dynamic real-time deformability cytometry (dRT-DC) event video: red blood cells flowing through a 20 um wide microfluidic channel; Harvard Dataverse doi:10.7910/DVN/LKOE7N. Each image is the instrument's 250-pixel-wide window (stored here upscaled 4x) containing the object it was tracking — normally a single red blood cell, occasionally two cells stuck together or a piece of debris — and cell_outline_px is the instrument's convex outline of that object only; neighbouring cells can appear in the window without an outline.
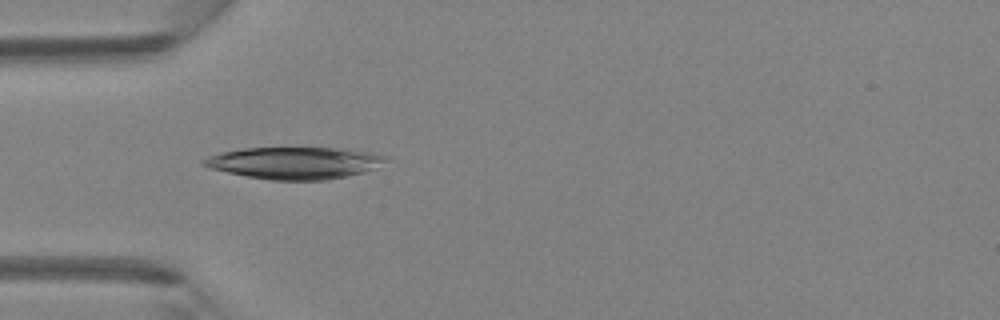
{"species": "Egyptian fruit bat (a non-hibernating species)", "species_latin": "Rousettus aegyptiacus", "temperature_condition": "room temperature", "stored_images_in_passage": 7, "camera_frame_rate_fps": 3000, "um_per_image_px": 0.085, "animal": {"sex": "female"}, "frame": {"image": 1, "passage_image": 2, "time_ms": 0.333, "image_size_px": [1000, 320], "cell_outline_px": [[388, 156], [384, 160], [372, 168], [364, 172], [324, 180], [272, 180], [248, 176], [208, 168], [200, 164], [200, 160], [208, 156], [220, 152], [244, 148], [336, 148], [372, 152]], "centroid_in_image_um": [24.95, 13.84], "position_along_channel_um": 60.0, "area_um2": 33.58}}
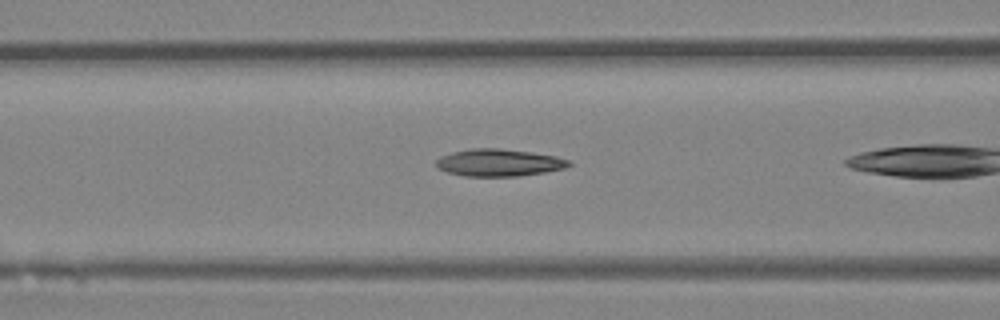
{"frame": {"image": 2, "passage_image": 4, "time_ms": 1.0, "image_size_px": [1000, 320], "cell_outline_px": [[572, 164], [564, 168], [544, 172], [520, 176], [464, 176], [448, 172], [436, 168], [436, 160], [440, 156], [452, 152], [472, 148], [496, 148], [528, 152], [556, 156], [572, 160]], "centroid_in_image_um": [42.4, 13.83], "position_along_channel_um": 124.2, "area_um2": 21.04}}